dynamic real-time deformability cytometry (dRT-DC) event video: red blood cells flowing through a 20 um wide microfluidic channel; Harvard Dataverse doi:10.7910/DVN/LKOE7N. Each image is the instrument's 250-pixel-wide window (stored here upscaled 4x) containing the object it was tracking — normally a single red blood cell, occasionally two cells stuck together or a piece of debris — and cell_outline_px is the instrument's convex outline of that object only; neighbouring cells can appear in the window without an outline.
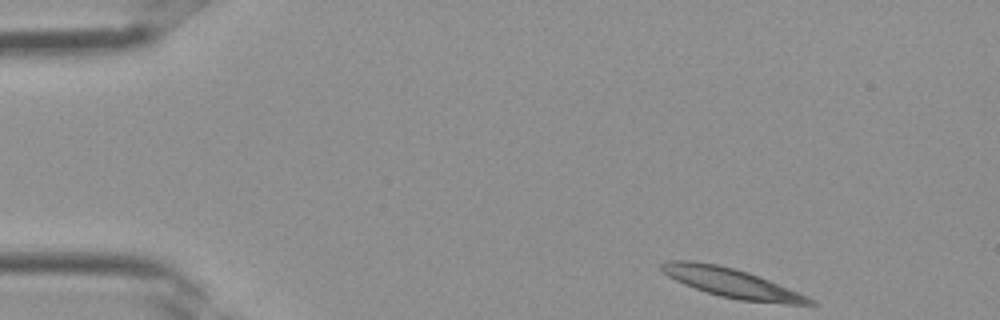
{"species": "Egyptian fruit bat (a non-hibernating species)", "species_latin": "Rousettus aegyptiacus", "temperature_condition": "room temperature", "stored_images_in_passage": 3, "camera_frame_rate_fps": 3000, "um_per_image_px": 0.085, "frame": {"image": 1, "passage_image": 1, "time_ms": 0.0, "image_size_px": [1000, 320], "cell_outline_px": [[820, 304], [784, 304], [740, 300], [720, 296], [684, 284], [668, 276], [660, 268], [660, 264], [668, 260], [692, 260], [716, 264], [736, 268], [748, 272], [808, 296], [816, 300]], "centroid_in_image_um": [62.21, 24.04], "position_along_channel_um": 22.8, "area_um2": 25.09}}
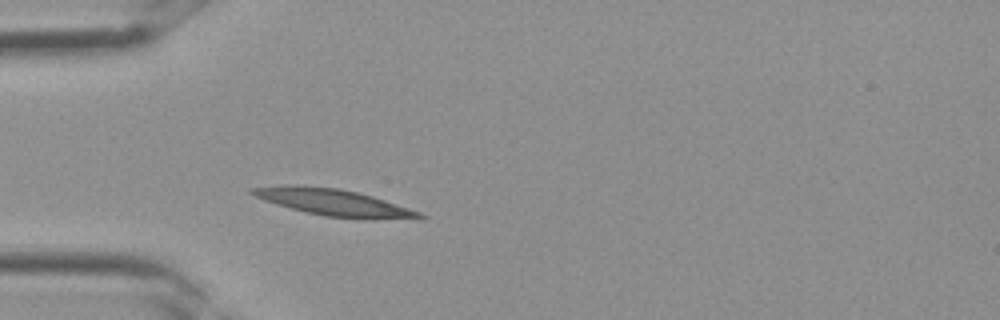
{"frame": {"image": 2, "passage_image": 3, "time_ms": 0.667, "image_size_px": [1000, 320], "cell_outline_px": [[428, 216], [416, 220], [364, 220], [324, 216], [276, 204], [264, 200], [248, 192], [248, 188], [288, 184], [292, 184], [340, 188], [372, 196], [420, 212]], "centroid_in_image_um": [28.44, 17.23], "position_along_channel_um": 56.6, "area_um2": 26.47}}